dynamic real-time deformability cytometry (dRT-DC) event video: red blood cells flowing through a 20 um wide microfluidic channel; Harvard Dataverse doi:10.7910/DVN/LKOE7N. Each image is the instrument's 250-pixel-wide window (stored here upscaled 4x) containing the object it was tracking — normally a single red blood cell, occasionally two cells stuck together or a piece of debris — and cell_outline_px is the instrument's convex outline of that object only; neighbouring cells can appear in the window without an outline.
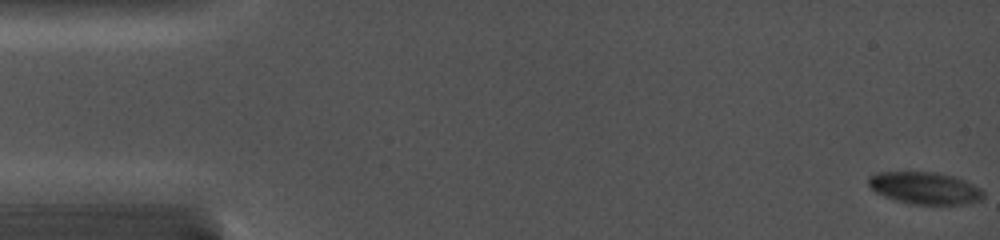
{"species": "common noctule bat (a hibernating species)", "species_latin": "Nyctalus noctula", "temperature_condition": "cold", "stored_images_in_passage": 65, "camera_frame_rate_fps": 5000, "um_per_image_px": 0.085, "animal": {"sex": "female", "body_mass_g": 19.0, "forearm_length_mm": 56.7}, "frame": {"image": 1, "passage_image": 1, "time_ms": 0.0, "image_size_px": [1000, 240], "cell_outline_px": [[984, 196], [980, 200], [964, 204], [908, 204], [884, 196], [876, 192], [868, 184], [868, 176], [876, 172], [936, 172], [952, 176], [964, 180], [980, 188], [984, 192]], "centroid_in_image_um": [78.59, 15.98], "position_along_channel_um": 6.4, "area_um2": 21.44}}
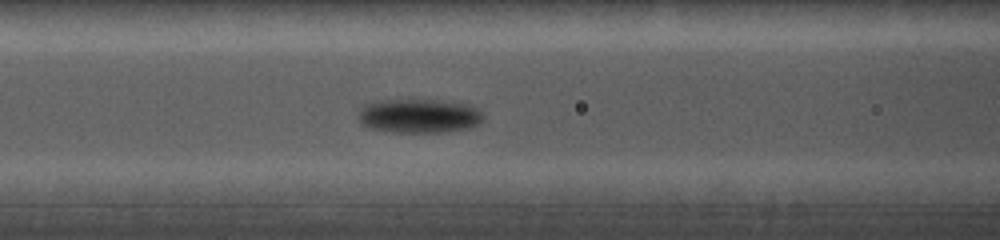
{"frame": {"image": 2, "passage_image": 25, "time_ms": 6.8, "image_size_px": [1000, 240], "cell_outline_px": [[484, 120], [472, 128], [444, 132], [392, 132], [368, 128], [360, 120], [360, 108], [364, 104], [372, 100], [412, 96], [468, 104], [484, 112]], "centroid_in_image_um": [35.62, 9.79], "position_along_channel_um": 131.0, "area_um2": 26.13}}
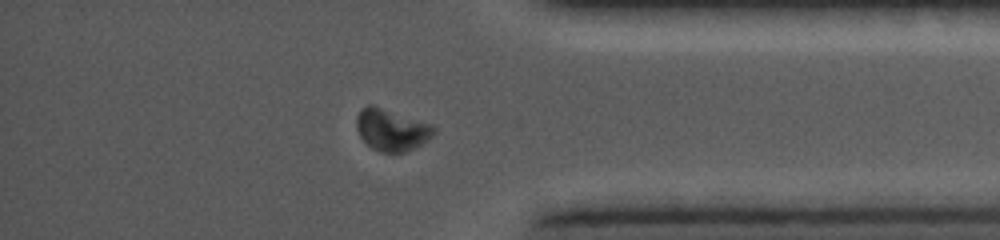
{"frame": {"image": 3, "passage_image": 56, "time_ms": 13.8, "image_size_px": [1000, 240], "cell_outline_px": [[436, 132], [428, 140], [416, 148], [404, 152], [380, 152], [372, 148], [360, 136], [356, 128], [356, 116], [360, 108], [368, 104], [372, 104], [432, 124], [436, 128]], "centroid_in_image_um": [33.28, 11.02], "position_along_channel_um": 401.9, "area_um2": 19.07}}